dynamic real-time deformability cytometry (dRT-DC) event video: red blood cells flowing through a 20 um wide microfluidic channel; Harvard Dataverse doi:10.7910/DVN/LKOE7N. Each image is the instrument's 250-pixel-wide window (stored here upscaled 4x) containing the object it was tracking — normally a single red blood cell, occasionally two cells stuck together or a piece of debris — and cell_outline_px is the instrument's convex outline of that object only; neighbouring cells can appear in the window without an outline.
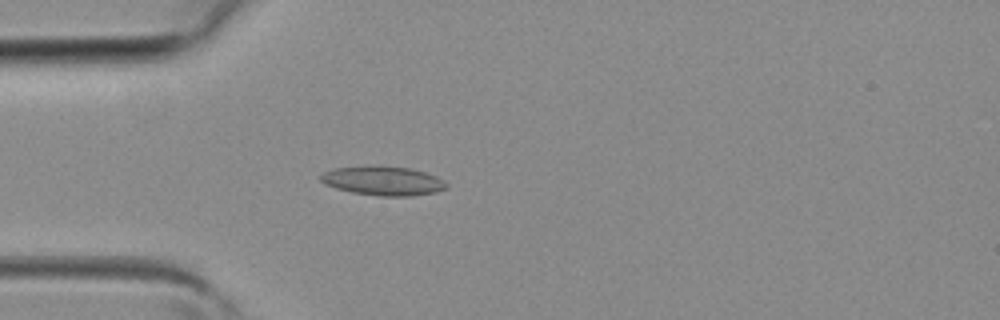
{"species": "common noctule bat (a hibernating species)", "species_latin": "Nyctalus noctula", "temperature_condition": "room temperature", "stored_images_in_passage": 4, "camera_frame_rate_fps": 3000, "um_per_image_px": 0.085, "animal": {"sex": "female", "body_mass_g": 19.3, "forearm_length_mm": 54.1}, "frame": {"image": 1, "passage_image": 4, "time_ms": 1.0, "image_size_px": [1000, 320], "cell_outline_px": [[448, 188], [436, 192], [412, 196], [380, 196], [352, 192], [336, 188], [324, 184], [320, 180], [320, 176], [324, 172], [336, 168], [412, 168], [436, 176], [444, 180], [448, 184]], "centroid_in_image_um": [32.63, 15.41], "position_along_channel_um": 52.4, "area_um2": 20.63}}